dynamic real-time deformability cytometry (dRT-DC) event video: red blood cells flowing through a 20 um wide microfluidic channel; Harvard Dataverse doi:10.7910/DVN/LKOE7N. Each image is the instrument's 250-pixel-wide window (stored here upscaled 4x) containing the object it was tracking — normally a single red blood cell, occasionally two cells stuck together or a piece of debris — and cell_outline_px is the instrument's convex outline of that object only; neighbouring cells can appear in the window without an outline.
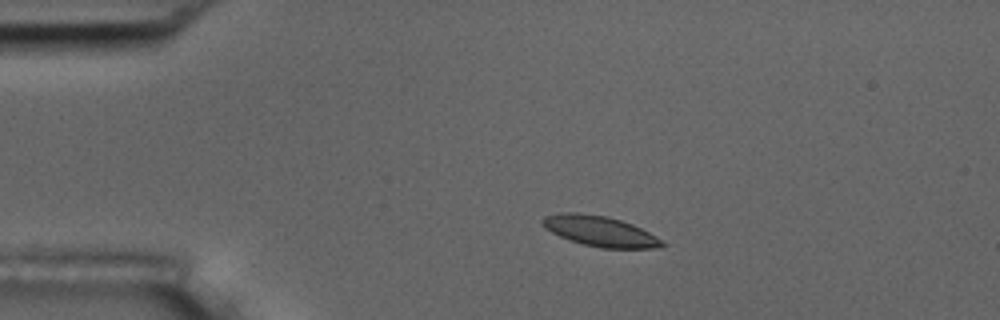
{"species": "common noctule bat (a hibernating species)", "species_latin": "Nyctalus noctula", "temperature_condition": "room temperature", "stored_images_in_passage": 8, "camera_frame_rate_fps": 3000, "um_per_image_px": 0.085, "animal": {"sex": "male", "body_mass_g": 17.5, "forearm_length_mm": 52.3}, "frame": {"image": 1, "passage_image": 3, "time_ms": 2.333, "image_size_px": [1000, 320], "cell_outline_px": [[668, 244], [660, 248], [600, 248], [584, 244], [560, 236], [544, 228], [540, 224], [540, 220], [544, 216], [560, 212], [576, 212], [608, 216], [632, 224], [648, 232]], "centroid_in_image_um": [50.97, 19.64], "position_along_channel_um": 34.0, "area_um2": 21.21}}
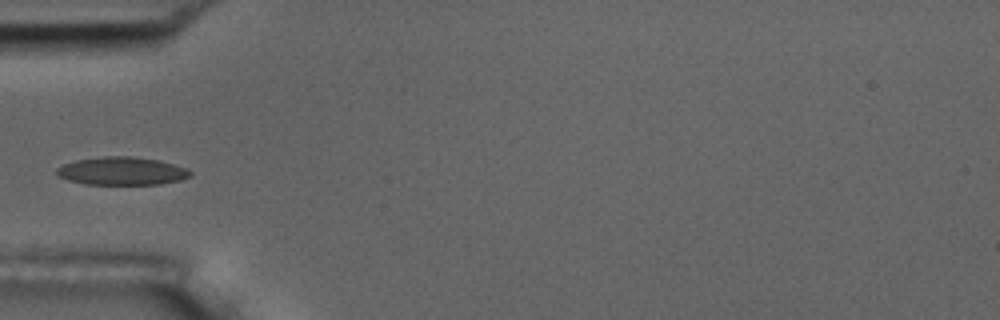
{"frame": {"image": 2, "passage_image": 5, "time_ms": 4.667, "image_size_px": [1000, 320], "cell_outline_px": [[192, 176], [180, 180], [160, 184], [84, 184], [68, 180], [56, 176], [56, 168], [64, 164], [76, 160], [104, 156], [132, 156], [160, 160], [184, 168], [192, 172]], "centroid_in_image_um": [10.33, 14.54], "position_along_channel_um": 74.7, "area_um2": 21.85}}
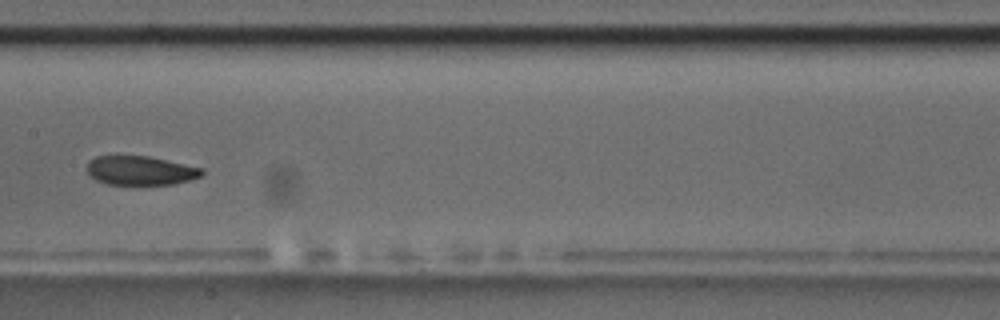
{"frame": {"image": 3, "passage_image": 8, "time_ms": 8.0, "image_size_px": [1000, 320], "cell_outline_px": [[204, 172], [200, 176], [192, 180], [172, 184], [108, 184], [96, 180], [88, 172], [88, 160], [96, 156], [148, 156], [204, 168]], "centroid_in_image_um": [11.97, 14.49], "position_along_channel_um": 195.4, "area_um2": 19.36}}